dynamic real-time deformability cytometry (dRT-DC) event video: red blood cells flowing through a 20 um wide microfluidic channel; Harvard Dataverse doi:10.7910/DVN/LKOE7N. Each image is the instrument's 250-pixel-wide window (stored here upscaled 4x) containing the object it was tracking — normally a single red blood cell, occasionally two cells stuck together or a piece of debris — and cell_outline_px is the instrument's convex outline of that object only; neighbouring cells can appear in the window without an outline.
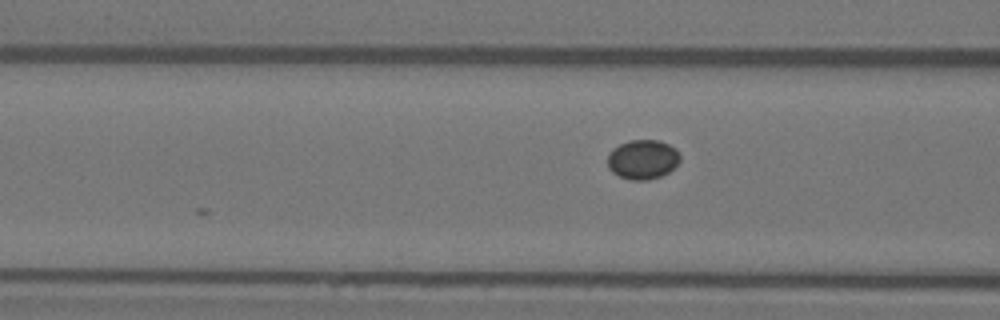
{"species": "Egyptian fruit bat (a non-hibernating species)", "species_latin": "Rousettus aegyptiacus", "temperature_condition": "warm", "stored_images_in_passage": 6, "camera_frame_rate_fps": 3000, "um_per_image_px": 0.085, "animal": {"sex": "female"}, "frame": {"image": 1, "passage_image": 6, "time_ms": 1.667, "image_size_px": [1000, 320], "cell_outline_px": [[680, 160], [668, 172], [660, 176], [648, 180], [632, 180], [620, 176], [612, 172], [608, 168], [608, 152], [612, 148], [628, 140], [660, 140], [676, 148], [680, 156]], "centroid_in_image_um": [54.61, 13.54], "position_along_channel_um": 112.0, "area_um2": 16.7}}